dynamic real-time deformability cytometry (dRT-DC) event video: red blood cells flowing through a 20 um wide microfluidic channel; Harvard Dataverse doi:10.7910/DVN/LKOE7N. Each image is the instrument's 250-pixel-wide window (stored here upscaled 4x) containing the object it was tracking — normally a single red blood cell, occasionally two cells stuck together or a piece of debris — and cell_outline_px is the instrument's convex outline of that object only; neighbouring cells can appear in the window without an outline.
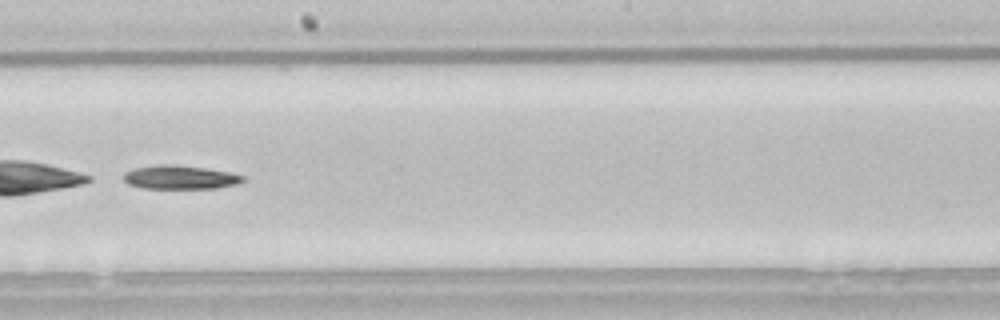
{"species": "common noctule bat (a hibernating species)", "species_latin": "Nyctalus noctula", "temperature_condition": "room temperature", "stored_images_in_passage": 40, "camera_frame_rate_fps": 3000, "um_per_image_px": 0.085, "animal": {"sex": "male", "body_mass_g": 21.5, "forearm_length_mm": 52.0}, "frame": {"image": 1, "passage_image": 23, "time_ms": 7.333, "image_size_px": [1000, 320], "cell_outline_px": [[244, 180], [236, 184], [216, 188], [144, 188], [128, 184], [124, 180], [124, 172], [132, 168], [156, 164], [172, 164], [204, 168], [228, 172], [244, 176]], "centroid_in_image_um": [15.25, 15.06], "position_along_channel_um": 233.0, "area_um2": 16.42}, "authors_computed_cell_mechanics": {"area_um2": 17.9469, "velocity_mm_per_s": 3.8227, "shape_relaxation_time_tau1_ms": 1.0541, "shape_relaxation_time_tau2_ms": null, "deformation_change_tau1": 0.1943, "deformation_change_tau2": null}}